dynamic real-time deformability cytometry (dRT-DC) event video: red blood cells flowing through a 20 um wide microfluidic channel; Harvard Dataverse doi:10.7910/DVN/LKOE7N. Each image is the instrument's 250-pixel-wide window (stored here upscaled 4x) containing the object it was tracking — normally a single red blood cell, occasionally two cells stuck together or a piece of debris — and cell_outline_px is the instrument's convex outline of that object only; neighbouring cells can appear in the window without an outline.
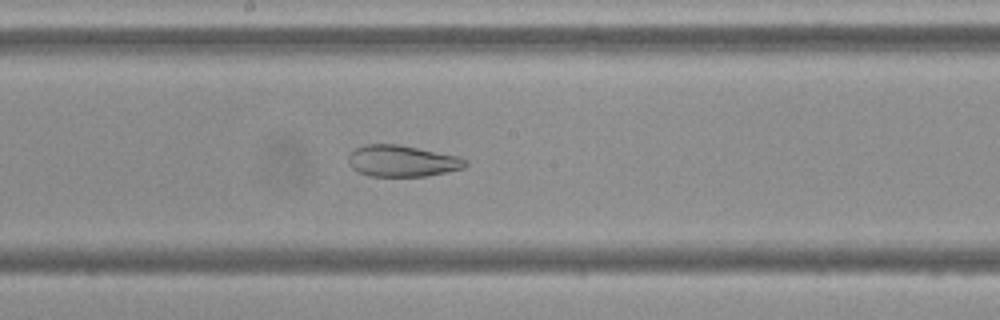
{"species": "Egyptian fruit bat (a non-hibernating species)", "species_latin": "Rousettus aegyptiacus", "temperature_condition": "cold", "stored_images_in_passage": 55, "camera_frame_rate_fps": 3000, "um_per_image_px": 0.085, "frame": {"image": 1, "passage_image": 29, "time_ms": 9.333, "image_size_px": [1000, 320], "cell_outline_px": [[468, 164], [464, 168], [428, 176], [368, 176], [356, 172], [348, 164], [348, 156], [356, 148], [364, 144], [400, 144], [460, 156], [468, 160]], "centroid_in_image_um": [34.19, 13.68], "position_along_channel_um": 214.0, "area_um2": 21.79}}
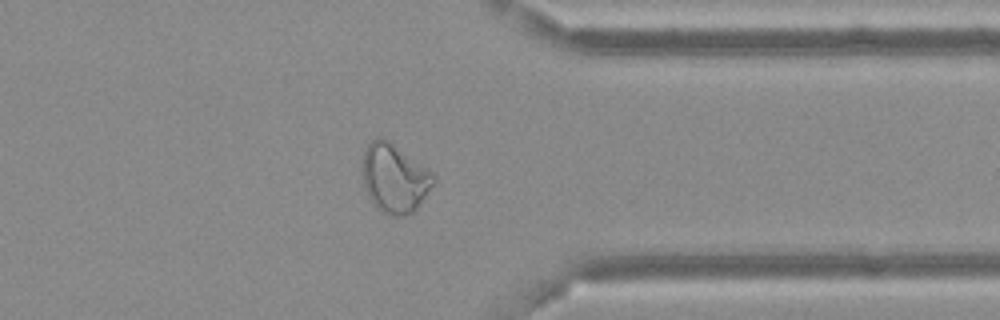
{"frame": {"image": 2, "passage_image": 43, "time_ms": 14.0, "image_size_px": [1000, 320], "cell_outline_px": [[436, 180], [420, 204], [412, 212], [404, 216], [392, 216], [376, 208], [368, 196], [364, 188], [360, 164], [364, 148], [376, 136], [380, 136], [388, 140], [436, 172]], "centroid_in_image_um": [33.52, 15.11], "position_along_channel_um": 377.9, "area_um2": 29.3}}
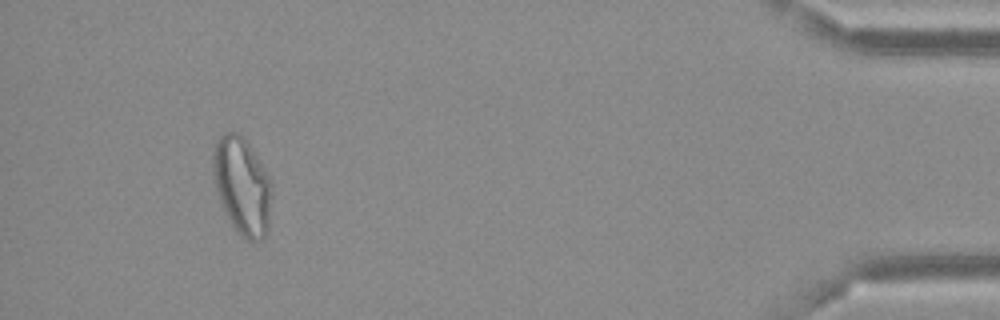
{"frame": {"image": 3, "passage_image": 51, "time_ms": 16.667, "image_size_px": [1000, 320], "cell_outline_px": [[272, 184], [268, 228], [264, 236], [260, 240], [244, 240], [240, 236], [228, 220], [212, 180], [212, 156], [216, 140], [224, 132], [236, 132], [252, 148], [268, 176]], "centroid_in_image_um": [20.55, 15.81], "position_along_channel_um": 414.7, "area_um2": 33.35}}